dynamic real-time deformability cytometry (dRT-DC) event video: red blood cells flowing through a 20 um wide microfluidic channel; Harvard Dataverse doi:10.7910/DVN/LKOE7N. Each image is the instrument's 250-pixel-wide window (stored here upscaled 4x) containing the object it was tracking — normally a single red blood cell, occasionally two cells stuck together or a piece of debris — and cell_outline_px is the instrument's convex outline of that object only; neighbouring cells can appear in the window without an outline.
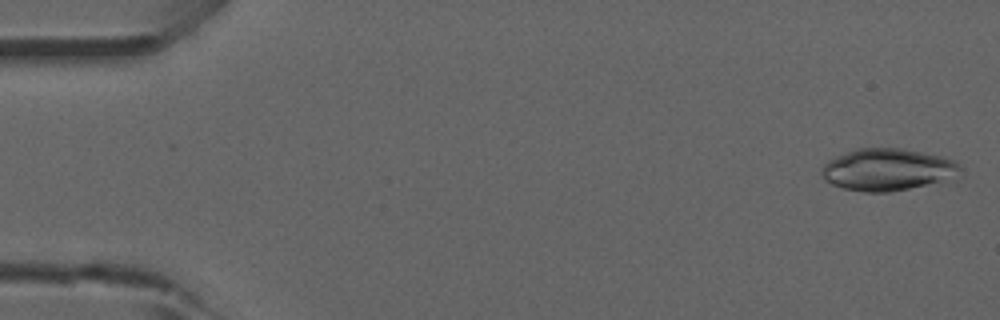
{"species": "common noctule bat (a hibernating species)", "species_latin": "Nyctalus noctula", "temperature_condition": "room temperature", "stored_images_in_passage": 51, "camera_frame_rate_fps": 3000, "um_per_image_px": 0.085, "animal": {"sex": "male", "forearm_length_mm": 52.5}, "frame": {"image": 1, "passage_image": 1, "time_ms": 0.0, "image_size_px": [1000, 320], "cell_outline_px": [[964, 176], [908, 188], [888, 192], [864, 192], [844, 188], [832, 184], [824, 180], [820, 172], [820, 168], [828, 160], [836, 156], [856, 148], [900, 148], [940, 156], [956, 160], [964, 168]], "centroid_in_image_um": [75.48, 14.41], "position_along_channel_um": 9.5, "area_um2": 34.28}}
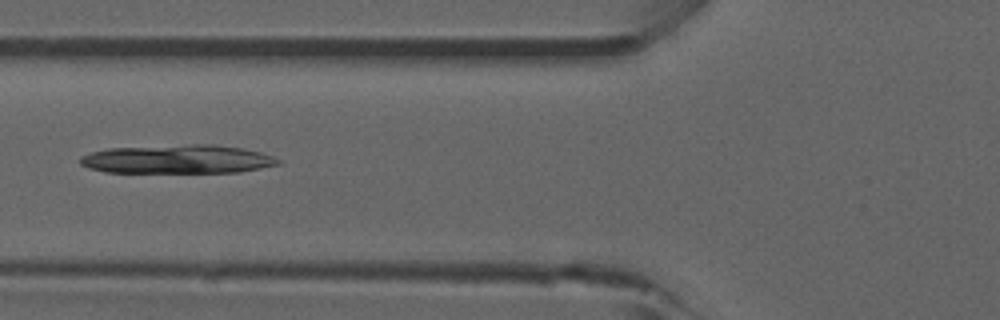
{"frame": {"image": 2, "passage_image": 19, "time_ms": 6.0, "image_size_px": [1000, 320], "cell_outline_px": [[280, 164], [240, 172], [104, 172], [88, 168], [80, 164], [80, 156], [92, 152], [108, 148], [188, 144], [216, 144], [240, 148], [260, 152], [272, 156], [280, 160]], "centroid_in_image_um": [15.07, 13.53], "position_along_channel_um": 110.7, "area_um2": 33.12}}
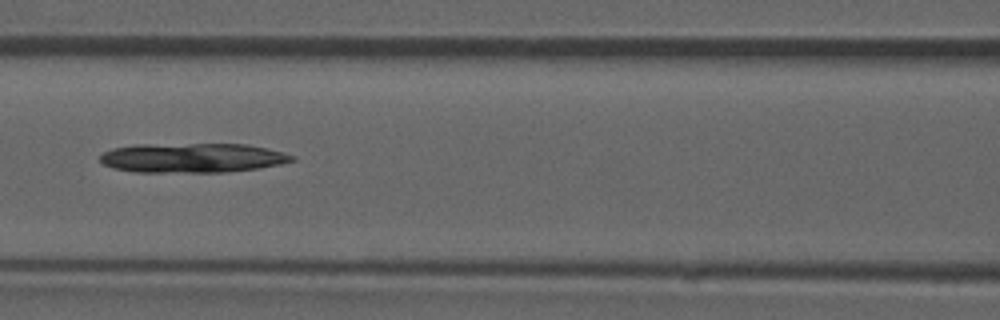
{"frame": {"image": 3, "passage_image": 22, "time_ms": 7.0, "image_size_px": [1000, 320], "cell_outline_px": [[296, 160], [280, 164], [260, 168], [224, 172], [132, 172], [112, 168], [104, 164], [100, 160], [100, 156], [104, 152], [112, 148], [136, 144], [248, 144], [284, 152], [296, 156]], "centroid_in_image_um": [16.36, 13.41], "position_along_channel_um": 150.2, "area_um2": 33.29}}